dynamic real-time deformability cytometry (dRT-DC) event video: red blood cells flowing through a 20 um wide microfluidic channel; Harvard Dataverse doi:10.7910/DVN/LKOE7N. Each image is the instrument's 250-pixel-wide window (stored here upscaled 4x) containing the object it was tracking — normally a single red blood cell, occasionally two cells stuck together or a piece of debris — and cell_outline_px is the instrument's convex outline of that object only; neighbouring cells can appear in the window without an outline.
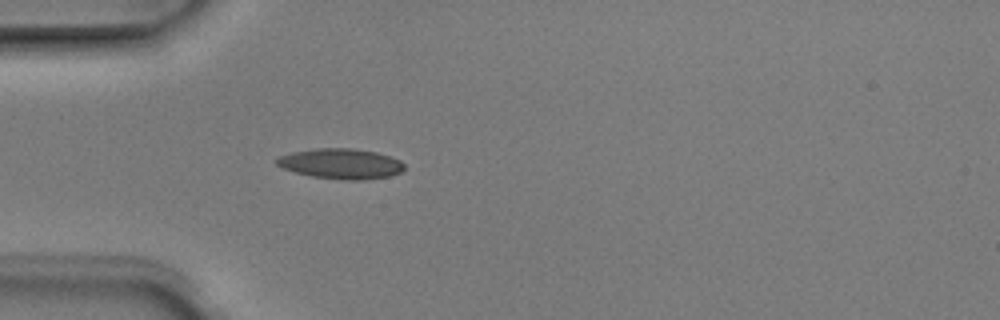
{"species": "Egyptian fruit bat (a non-hibernating species)", "species_latin": "Rousettus aegyptiacus", "temperature_condition": "room temperature", "stored_images_in_passage": 2, "camera_frame_rate_fps": 3000, "um_per_image_px": 0.085, "animal": {"sex": "male"}, "frame": {"image": 1, "passage_image": 2, "time_ms": 0.333, "image_size_px": [1000, 320], "cell_outline_px": [[404, 168], [400, 172], [388, 176], [364, 180], [344, 180], [312, 176], [296, 172], [284, 168], [276, 164], [276, 160], [280, 156], [292, 152], [316, 148], [352, 148], [376, 152], [400, 160], [404, 164]], "centroid_in_image_um": [28.98, 13.91], "position_along_channel_um": 56.0, "area_um2": 22.31}}